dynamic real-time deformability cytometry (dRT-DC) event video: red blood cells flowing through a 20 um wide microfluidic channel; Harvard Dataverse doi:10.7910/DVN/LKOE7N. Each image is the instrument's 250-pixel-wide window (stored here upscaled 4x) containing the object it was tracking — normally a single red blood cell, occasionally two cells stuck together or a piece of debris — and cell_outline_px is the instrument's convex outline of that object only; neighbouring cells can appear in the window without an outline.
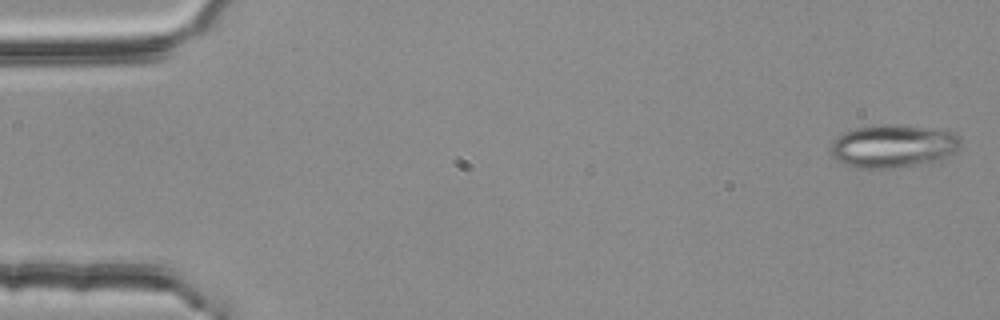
{"species": "common noctule bat (a hibernating species)", "species_latin": "Nyctalus noctula", "temperature_condition": "room temperature", "stored_images_in_passage": 4, "camera_frame_rate_fps": 3000, "um_per_image_px": 0.085, "animal": {"sex": "female", "body_mass_g": 25.1}, "frame": {"image": 1, "passage_image": 1, "time_ms": 0.0, "image_size_px": [1000, 320], "cell_outline_px": [[960, 148], [956, 152], [940, 160], [892, 168], [856, 168], [844, 164], [832, 156], [832, 140], [836, 136], [844, 132], [868, 124], [896, 124], [948, 132], [956, 136], [960, 140]], "centroid_in_image_um": [75.85, 12.42], "position_along_channel_um": 9.1, "area_um2": 32.37}}